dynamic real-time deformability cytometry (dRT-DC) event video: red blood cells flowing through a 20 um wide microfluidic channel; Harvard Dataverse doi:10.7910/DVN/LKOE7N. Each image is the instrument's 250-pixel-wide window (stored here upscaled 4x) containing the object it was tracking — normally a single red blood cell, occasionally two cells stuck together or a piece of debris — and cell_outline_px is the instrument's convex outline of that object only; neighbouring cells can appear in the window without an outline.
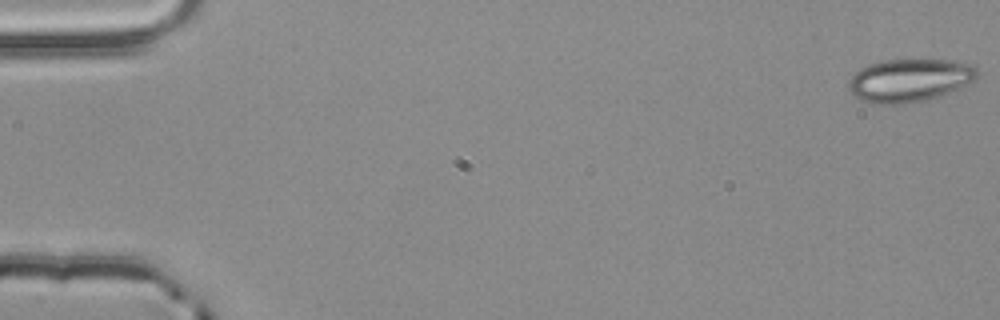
{"species": "common noctule bat (a hibernating species)", "species_latin": "Nyctalus noctula", "temperature_condition": "room temperature", "stored_images_in_passage": 54, "camera_frame_rate_fps": 3000, "um_per_image_px": 0.085, "animal": {"sex": "male", "body_mass_g": 20.4}, "frame": {"image": 1, "passage_image": 1, "time_ms": 0.0, "image_size_px": [1000, 320], "cell_outline_px": [[980, 72], [976, 80], [940, 96], [928, 100], [896, 104], [872, 104], [860, 100], [852, 96], [848, 88], [848, 80], [860, 68], [868, 64], [884, 60], [956, 60], [972, 64]], "centroid_in_image_um": [77.3, 6.83], "position_along_channel_um": 7.7, "area_um2": 32.66}}
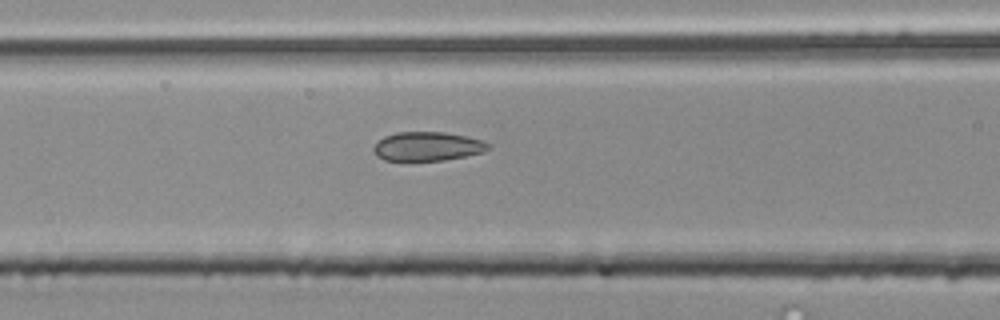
{"frame": {"image": 2, "passage_image": 23, "time_ms": 7.333, "image_size_px": [1000, 320], "cell_outline_px": [[492, 148], [484, 152], [444, 160], [384, 160], [376, 156], [372, 148], [384, 136], [396, 132], [444, 132], [464, 136], [480, 140], [492, 144]], "centroid_in_image_um": [36.35, 12.44], "position_along_channel_um": 130.3, "area_um2": 19.31}}
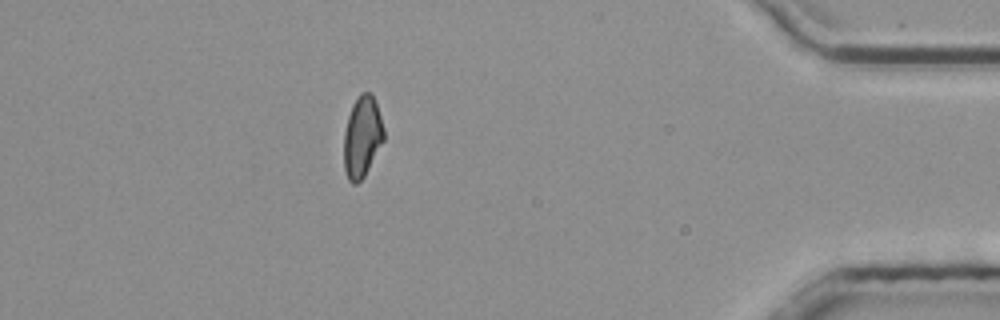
{"frame": {"image": 3, "passage_image": 48, "time_ms": 15.667, "image_size_px": [1000, 320], "cell_outline_px": [[384, 140], [364, 176], [356, 184], [352, 184], [348, 180], [344, 168], [344, 132], [348, 116], [352, 104], [360, 92], [372, 92], [384, 128]], "centroid_in_image_um": [30.77, 11.61], "position_along_channel_um": 404.4, "area_um2": 18.9}, "authors_computed_cell_mechanics": {"area_um2": 19.7965, "velocity_mm_per_s": 3.8647, "shape_relaxation_time_tau1_ms": null, "shape_relaxation_time_tau2_ms": 1.4719, "deformation_change_tau1": null, "deformation_change_tau2": 0.0791}}